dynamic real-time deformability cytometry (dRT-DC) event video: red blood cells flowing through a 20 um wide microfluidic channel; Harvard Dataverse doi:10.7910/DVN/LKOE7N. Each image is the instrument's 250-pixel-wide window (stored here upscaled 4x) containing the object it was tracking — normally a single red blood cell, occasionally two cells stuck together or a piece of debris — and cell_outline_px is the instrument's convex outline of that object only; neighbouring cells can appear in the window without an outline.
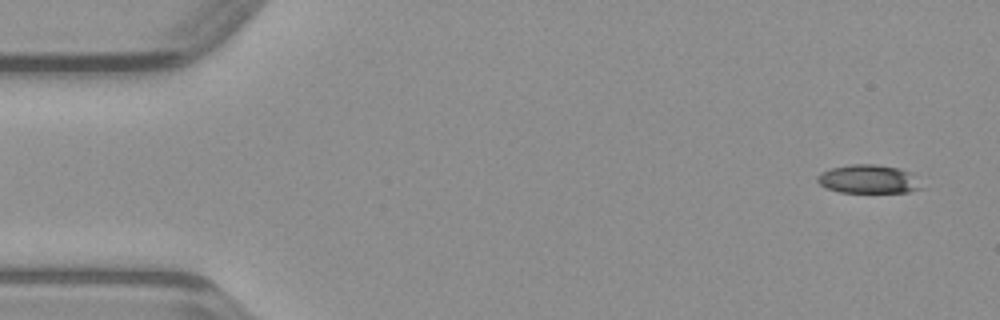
{"species": "common noctule bat (a hibernating species)", "species_latin": "Nyctalus noctula", "temperature_condition": "warm", "stored_images_in_passage": 46, "camera_frame_rate_fps": 3000, "um_per_image_px": 0.085, "animal": {"sex": "male", "body_mass_g": 23.1, "forearm_length_mm": 52.7}, "frame": {"image": 1, "passage_image": 1, "time_ms": 0.0, "image_size_px": [1000, 320], "cell_outline_px": [[924, 188], [908, 192], [840, 192], [828, 188], [820, 184], [816, 180], [816, 176], [820, 172], [832, 168], [852, 164], [876, 164], [900, 168], [912, 172]], "centroid_in_image_um": [73.85, 15.22], "position_along_channel_um": 11.2, "area_um2": 17.46}}
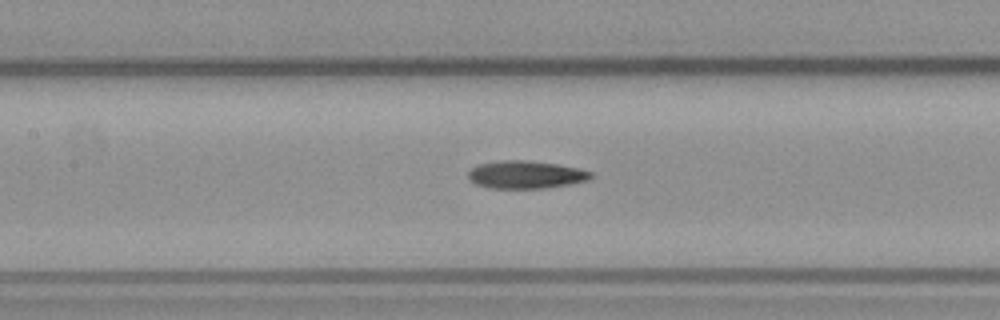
{"frame": {"image": 2, "passage_image": 20, "time_ms": 6.333, "image_size_px": [1000, 320], "cell_outline_px": [[596, 176], [588, 180], [568, 184], [544, 188], [488, 188], [476, 184], [468, 180], [468, 172], [472, 168], [480, 164], [504, 160], [528, 160], [556, 164], [580, 168], [592, 172]], "centroid_in_image_um": [44.71, 14.84], "position_along_channel_um": 162.7, "area_um2": 19.88}}
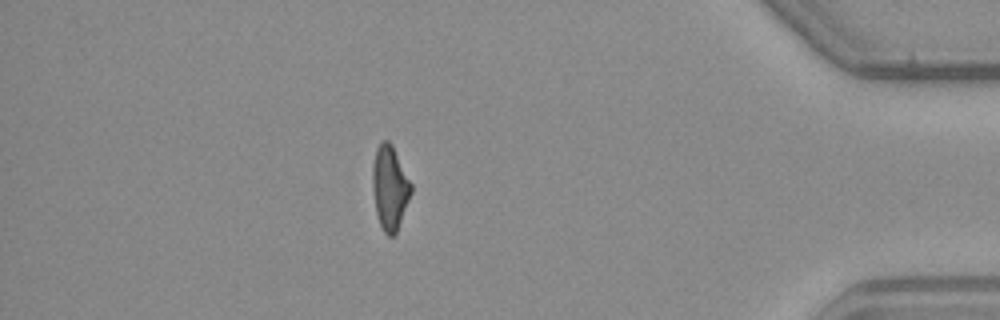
{"frame": {"image": 3, "passage_image": 40, "time_ms": 13.0, "image_size_px": [1000, 320], "cell_outline_px": [[412, 192], [396, 232], [392, 236], [388, 236], [384, 232], [380, 224], [376, 212], [372, 188], [372, 164], [376, 148], [380, 140], [388, 140], [392, 144], [412, 184]], "centroid_in_image_um": [33.12, 15.9], "position_along_channel_um": 402.1, "area_um2": 18.96}}